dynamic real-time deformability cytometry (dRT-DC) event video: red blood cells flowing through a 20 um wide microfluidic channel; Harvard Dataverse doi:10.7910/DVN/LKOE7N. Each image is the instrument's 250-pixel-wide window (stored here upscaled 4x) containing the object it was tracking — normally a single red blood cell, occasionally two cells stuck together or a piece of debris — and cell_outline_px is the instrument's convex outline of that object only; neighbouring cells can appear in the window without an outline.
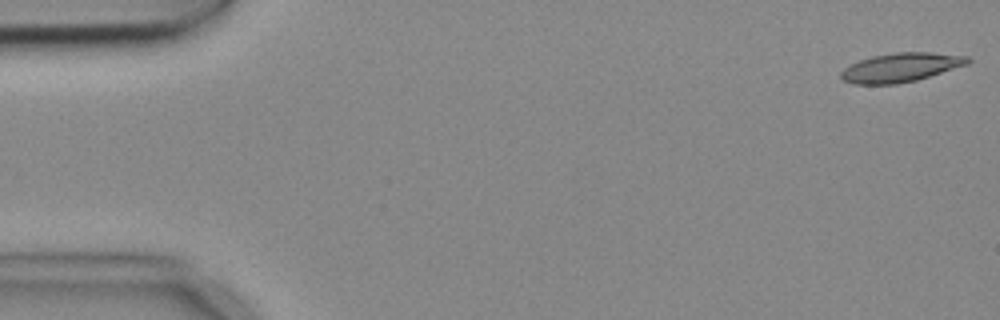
{"species": "common noctule bat (a hibernating species)", "species_latin": "Nyctalus noctula", "temperature_condition": "cold", "stored_images_in_passage": 5, "camera_frame_rate_fps": 3000, "um_per_image_px": 0.085, "animal": {"sex": "female", "body_mass_g": 18.4}, "frame": {"image": 1, "passage_image": 1, "time_ms": 0.0, "image_size_px": [1000, 320], "cell_outline_px": [[972, 60], [968, 64], [916, 80], [896, 84], [852, 84], [840, 80], [840, 72], [844, 68], [860, 60], [872, 56], [896, 52], [932, 52], [968, 56]], "centroid_in_image_um": [76.55, 5.73], "position_along_channel_um": 8.5, "area_um2": 21.44}}
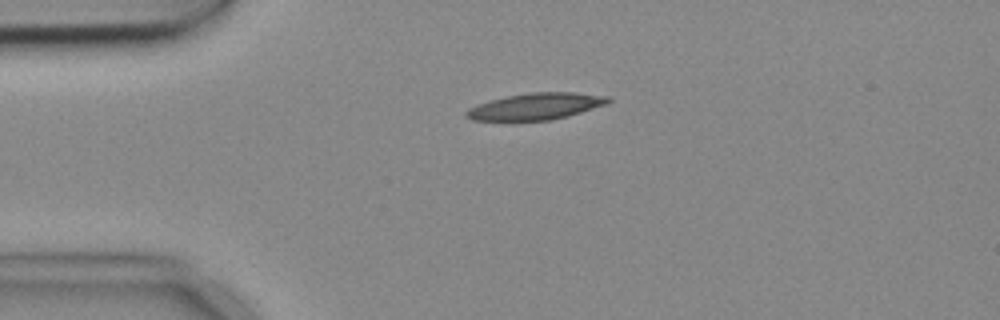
{"frame": {"image": 2, "passage_image": 4, "time_ms": 1.0, "image_size_px": [1000, 320], "cell_outline_px": [[612, 100], [608, 104], [568, 116], [552, 120], [472, 120], [464, 116], [464, 112], [468, 108], [488, 100], [508, 96], [532, 92], [576, 92], [608, 96]], "centroid_in_image_um": [45.56, 9.03], "position_along_channel_um": 39.4, "area_um2": 22.08}}